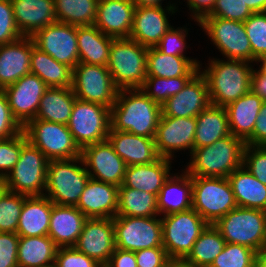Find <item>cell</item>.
<instances>
[{"label": "cell", "mask_w": 266, "mask_h": 267, "mask_svg": "<svg viewBox=\"0 0 266 267\" xmlns=\"http://www.w3.org/2000/svg\"><path fill=\"white\" fill-rule=\"evenodd\" d=\"M210 104L208 84L199 71L179 93L161 105V116L196 118Z\"/></svg>", "instance_id": "obj_21"}, {"label": "cell", "mask_w": 266, "mask_h": 267, "mask_svg": "<svg viewBox=\"0 0 266 267\" xmlns=\"http://www.w3.org/2000/svg\"><path fill=\"white\" fill-rule=\"evenodd\" d=\"M250 91L266 102V76L261 75L256 69L252 70Z\"/></svg>", "instance_id": "obj_58"}, {"label": "cell", "mask_w": 266, "mask_h": 267, "mask_svg": "<svg viewBox=\"0 0 266 267\" xmlns=\"http://www.w3.org/2000/svg\"><path fill=\"white\" fill-rule=\"evenodd\" d=\"M231 135L225 107L210 104L196 117L194 148L211 145Z\"/></svg>", "instance_id": "obj_33"}, {"label": "cell", "mask_w": 266, "mask_h": 267, "mask_svg": "<svg viewBox=\"0 0 266 267\" xmlns=\"http://www.w3.org/2000/svg\"><path fill=\"white\" fill-rule=\"evenodd\" d=\"M147 53V47L131 38L112 39L107 67L119 90L143 85L147 77Z\"/></svg>", "instance_id": "obj_4"}, {"label": "cell", "mask_w": 266, "mask_h": 267, "mask_svg": "<svg viewBox=\"0 0 266 267\" xmlns=\"http://www.w3.org/2000/svg\"><path fill=\"white\" fill-rule=\"evenodd\" d=\"M225 244L219 230L213 224H208L184 260L192 267H210Z\"/></svg>", "instance_id": "obj_40"}, {"label": "cell", "mask_w": 266, "mask_h": 267, "mask_svg": "<svg viewBox=\"0 0 266 267\" xmlns=\"http://www.w3.org/2000/svg\"><path fill=\"white\" fill-rule=\"evenodd\" d=\"M48 88L37 75L29 73L2 90L12 115L22 127L35 119L40 100Z\"/></svg>", "instance_id": "obj_18"}, {"label": "cell", "mask_w": 266, "mask_h": 267, "mask_svg": "<svg viewBox=\"0 0 266 267\" xmlns=\"http://www.w3.org/2000/svg\"><path fill=\"white\" fill-rule=\"evenodd\" d=\"M175 5L136 7L129 38L147 48L155 47L172 27L167 16L175 14L178 9Z\"/></svg>", "instance_id": "obj_20"}, {"label": "cell", "mask_w": 266, "mask_h": 267, "mask_svg": "<svg viewBox=\"0 0 266 267\" xmlns=\"http://www.w3.org/2000/svg\"><path fill=\"white\" fill-rule=\"evenodd\" d=\"M49 159L27 141L19 160L5 176L6 190L27 196H44Z\"/></svg>", "instance_id": "obj_8"}, {"label": "cell", "mask_w": 266, "mask_h": 267, "mask_svg": "<svg viewBox=\"0 0 266 267\" xmlns=\"http://www.w3.org/2000/svg\"><path fill=\"white\" fill-rule=\"evenodd\" d=\"M242 165L255 178L266 185V146L245 144Z\"/></svg>", "instance_id": "obj_47"}, {"label": "cell", "mask_w": 266, "mask_h": 267, "mask_svg": "<svg viewBox=\"0 0 266 267\" xmlns=\"http://www.w3.org/2000/svg\"><path fill=\"white\" fill-rule=\"evenodd\" d=\"M172 160L160 157L153 163L127 166L123 186L158 196L165 180L171 175Z\"/></svg>", "instance_id": "obj_28"}, {"label": "cell", "mask_w": 266, "mask_h": 267, "mask_svg": "<svg viewBox=\"0 0 266 267\" xmlns=\"http://www.w3.org/2000/svg\"><path fill=\"white\" fill-rule=\"evenodd\" d=\"M23 131V127L12 115L5 93L0 90V139L11 138Z\"/></svg>", "instance_id": "obj_52"}, {"label": "cell", "mask_w": 266, "mask_h": 267, "mask_svg": "<svg viewBox=\"0 0 266 267\" xmlns=\"http://www.w3.org/2000/svg\"><path fill=\"white\" fill-rule=\"evenodd\" d=\"M186 27L174 28L172 26L155 46L161 53L172 56H186L184 50L189 47L186 44L188 34Z\"/></svg>", "instance_id": "obj_49"}, {"label": "cell", "mask_w": 266, "mask_h": 267, "mask_svg": "<svg viewBox=\"0 0 266 267\" xmlns=\"http://www.w3.org/2000/svg\"><path fill=\"white\" fill-rule=\"evenodd\" d=\"M236 207L228 178L192 176V208L208 224H215Z\"/></svg>", "instance_id": "obj_7"}, {"label": "cell", "mask_w": 266, "mask_h": 267, "mask_svg": "<svg viewBox=\"0 0 266 267\" xmlns=\"http://www.w3.org/2000/svg\"><path fill=\"white\" fill-rule=\"evenodd\" d=\"M55 267H102L95 259L74 247H59L55 255Z\"/></svg>", "instance_id": "obj_50"}, {"label": "cell", "mask_w": 266, "mask_h": 267, "mask_svg": "<svg viewBox=\"0 0 266 267\" xmlns=\"http://www.w3.org/2000/svg\"><path fill=\"white\" fill-rule=\"evenodd\" d=\"M157 217H114L116 248L136 252L163 247L161 216Z\"/></svg>", "instance_id": "obj_14"}, {"label": "cell", "mask_w": 266, "mask_h": 267, "mask_svg": "<svg viewBox=\"0 0 266 267\" xmlns=\"http://www.w3.org/2000/svg\"><path fill=\"white\" fill-rule=\"evenodd\" d=\"M187 8L191 12L194 22L199 23L204 17L208 16L214 9L216 0H186Z\"/></svg>", "instance_id": "obj_56"}, {"label": "cell", "mask_w": 266, "mask_h": 267, "mask_svg": "<svg viewBox=\"0 0 266 267\" xmlns=\"http://www.w3.org/2000/svg\"><path fill=\"white\" fill-rule=\"evenodd\" d=\"M18 245L17 233L0 232V267H18Z\"/></svg>", "instance_id": "obj_53"}, {"label": "cell", "mask_w": 266, "mask_h": 267, "mask_svg": "<svg viewBox=\"0 0 266 267\" xmlns=\"http://www.w3.org/2000/svg\"><path fill=\"white\" fill-rule=\"evenodd\" d=\"M245 143L232 134L211 145L194 148L186 172L190 176L227 178L242 166Z\"/></svg>", "instance_id": "obj_3"}, {"label": "cell", "mask_w": 266, "mask_h": 267, "mask_svg": "<svg viewBox=\"0 0 266 267\" xmlns=\"http://www.w3.org/2000/svg\"><path fill=\"white\" fill-rule=\"evenodd\" d=\"M226 60L210 58L208 66L199 70L206 78L211 104L221 107H226L250 91L254 69L249 61Z\"/></svg>", "instance_id": "obj_2"}, {"label": "cell", "mask_w": 266, "mask_h": 267, "mask_svg": "<svg viewBox=\"0 0 266 267\" xmlns=\"http://www.w3.org/2000/svg\"><path fill=\"white\" fill-rule=\"evenodd\" d=\"M193 77L161 78L147 76L140 90L157 104L163 105L170 97L179 93Z\"/></svg>", "instance_id": "obj_42"}, {"label": "cell", "mask_w": 266, "mask_h": 267, "mask_svg": "<svg viewBox=\"0 0 266 267\" xmlns=\"http://www.w3.org/2000/svg\"><path fill=\"white\" fill-rule=\"evenodd\" d=\"M257 252L239 244L226 243L210 267H255Z\"/></svg>", "instance_id": "obj_44"}, {"label": "cell", "mask_w": 266, "mask_h": 267, "mask_svg": "<svg viewBox=\"0 0 266 267\" xmlns=\"http://www.w3.org/2000/svg\"><path fill=\"white\" fill-rule=\"evenodd\" d=\"M112 39L94 24L77 26L79 63L107 66Z\"/></svg>", "instance_id": "obj_35"}, {"label": "cell", "mask_w": 266, "mask_h": 267, "mask_svg": "<svg viewBox=\"0 0 266 267\" xmlns=\"http://www.w3.org/2000/svg\"><path fill=\"white\" fill-rule=\"evenodd\" d=\"M245 3L253 13L266 12V0H245Z\"/></svg>", "instance_id": "obj_59"}, {"label": "cell", "mask_w": 266, "mask_h": 267, "mask_svg": "<svg viewBox=\"0 0 266 267\" xmlns=\"http://www.w3.org/2000/svg\"><path fill=\"white\" fill-rule=\"evenodd\" d=\"M27 141L23 131L11 138L0 139V178L4 179L13 169L19 160L22 146Z\"/></svg>", "instance_id": "obj_46"}, {"label": "cell", "mask_w": 266, "mask_h": 267, "mask_svg": "<svg viewBox=\"0 0 266 267\" xmlns=\"http://www.w3.org/2000/svg\"><path fill=\"white\" fill-rule=\"evenodd\" d=\"M99 0H54L57 22L76 26L93 25Z\"/></svg>", "instance_id": "obj_41"}, {"label": "cell", "mask_w": 266, "mask_h": 267, "mask_svg": "<svg viewBox=\"0 0 266 267\" xmlns=\"http://www.w3.org/2000/svg\"><path fill=\"white\" fill-rule=\"evenodd\" d=\"M244 23L252 54L257 59L266 56V12L253 13Z\"/></svg>", "instance_id": "obj_45"}, {"label": "cell", "mask_w": 266, "mask_h": 267, "mask_svg": "<svg viewBox=\"0 0 266 267\" xmlns=\"http://www.w3.org/2000/svg\"><path fill=\"white\" fill-rule=\"evenodd\" d=\"M32 37L22 36L0 45V90L31 73Z\"/></svg>", "instance_id": "obj_24"}, {"label": "cell", "mask_w": 266, "mask_h": 267, "mask_svg": "<svg viewBox=\"0 0 266 267\" xmlns=\"http://www.w3.org/2000/svg\"><path fill=\"white\" fill-rule=\"evenodd\" d=\"M73 247L105 266L116 248L114 218H87Z\"/></svg>", "instance_id": "obj_19"}, {"label": "cell", "mask_w": 266, "mask_h": 267, "mask_svg": "<svg viewBox=\"0 0 266 267\" xmlns=\"http://www.w3.org/2000/svg\"><path fill=\"white\" fill-rule=\"evenodd\" d=\"M22 37L13 14L11 0H0V45L8 44Z\"/></svg>", "instance_id": "obj_51"}, {"label": "cell", "mask_w": 266, "mask_h": 267, "mask_svg": "<svg viewBox=\"0 0 266 267\" xmlns=\"http://www.w3.org/2000/svg\"><path fill=\"white\" fill-rule=\"evenodd\" d=\"M67 127L81 150L105 141L111 128L110 108L76 98Z\"/></svg>", "instance_id": "obj_11"}, {"label": "cell", "mask_w": 266, "mask_h": 267, "mask_svg": "<svg viewBox=\"0 0 266 267\" xmlns=\"http://www.w3.org/2000/svg\"><path fill=\"white\" fill-rule=\"evenodd\" d=\"M107 140L127 166L153 163L160 158L154 138L110 130Z\"/></svg>", "instance_id": "obj_26"}, {"label": "cell", "mask_w": 266, "mask_h": 267, "mask_svg": "<svg viewBox=\"0 0 266 267\" xmlns=\"http://www.w3.org/2000/svg\"><path fill=\"white\" fill-rule=\"evenodd\" d=\"M75 100L72 87H49L40 100L35 119L67 125Z\"/></svg>", "instance_id": "obj_36"}, {"label": "cell", "mask_w": 266, "mask_h": 267, "mask_svg": "<svg viewBox=\"0 0 266 267\" xmlns=\"http://www.w3.org/2000/svg\"><path fill=\"white\" fill-rule=\"evenodd\" d=\"M263 103L258 95L249 91L225 107L233 136L240 138L244 143L252 136L256 117Z\"/></svg>", "instance_id": "obj_30"}, {"label": "cell", "mask_w": 266, "mask_h": 267, "mask_svg": "<svg viewBox=\"0 0 266 267\" xmlns=\"http://www.w3.org/2000/svg\"><path fill=\"white\" fill-rule=\"evenodd\" d=\"M137 267H165L171 260L164 247L145 248L135 252Z\"/></svg>", "instance_id": "obj_54"}, {"label": "cell", "mask_w": 266, "mask_h": 267, "mask_svg": "<svg viewBox=\"0 0 266 267\" xmlns=\"http://www.w3.org/2000/svg\"><path fill=\"white\" fill-rule=\"evenodd\" d=\"M136 7H157L163 6L164 0H132Z\"/></svg>", "instance_id": "obj_60"}, {"label": "cell", "mask_w": 266, "mask_h": 267, "mask_svg": "<svg viewBox=\"0 0 266 267\" xmlns=\"http://www.w3.org/2000/svg\"><path fill=\"white\" fill-rule=\"evenodd\" d=\"M258 62L260 63V66L256 70L261 75L266 76V56H261V57H258L257 59H255V63L258 64Z\"/></svg>", "instance_id": "obj_62"}, {"label": "cell", "mask_w": 266, "mask_h": 267, "mask_svg": "<svg viewBox=\"0 0 266 267\" xmlns=\"http://www.w3.org/2000/svg\"><path fill=\"white\" fill-rule=\"evenodd\" d=\"M195 130V117L161 116L154 137L159 156L173 160L175 151L189 150L191 154Z\"/></svg>", "instance_id": "obj_17"}, {"label": "cell", "mask_w": 266, "mask_h": 267, "mask_svg": "<svg viewBox=\"0 0 266 267\" xmlns=\"http://www.w3.org/2000/svg\"><path fill=\"white\" fill-rule=\"evenodd\" d=\"M119 187L89 178L76 207L87 218H114L118 210Z\"/></svg>", "instance_id": "obj_22"}, {"label": "cell", "mask_w": 266, "mask_h": 267, "mask_svg": "<svg viewBox=\"0 0 266 267\" xmlns=\"http://www.w3.org/2000/svg\"><path fill=\"white\" fill-rule=\"evenodd\" d=\"M247 145L266 146V102L261 106L252 136L245 142Z\"/></svg>", "instance_id": "obj_55"}, {"label": "cell", "mask_w": 266, "mask_h": 267, "mask_svg": "<svg viewBox=\"0 0 266 267\" xmlns=\"http://www.w3.org/2000/svg\"><path fill=\"white\" fill-rule=\"evenodd\" d=\"M227 178L238 207L266 211V185L255 178L243 165Z\"/></svg>", "instance_id": "obj_34"}, {"label": "cell", "mask_w": 266, "mask_h": 267, "mask_svg": "<svg viewBox=\"0 0 266 267\" xmlns=\"http://www.w3.org/2000/svg\"><path fill=\"white\" fill-rule=\"evenodd\" d=\"M11 3L22 36L32 37L38 30L57 21L54 0H11Z\"/></svg>", "instance_id": "obj_25"}, {"label": "cell", "mask_w": 266, "mask_h": 267, "mask_svg": "<svg viewBox=\"0 0 266 267\" xmlns=\"http://www.w3.org/2000/svg\"><path fill=\"white\" fill-rule=\"evenodd\" d=\"M158 212L168 215L192 208V176L186 171L178 175L171 173L157 196Z\"/></svg>", "instance_id": "obj_29"}, {"label": "cell", "mask_w": 266, "mask_h": 267, "mask_svg": "<svg viewBox=\"0 0 266 267\" xmlns=\"http://www.w3.org/2000/svg\"><path fill=\"white\" fill-rule=\"evenodd\" d=\"M257 261H258L263 267H266V245H264V246L257 252Z\"/></svg>", "instance_id": "obj_63"}, {"label": "cell", "mask_w": 266, "mask_h": 267, "mask_svg": "<svg viewBox=\"0 0 266 267\" xmlns=\"http://www.w3.org/2000/svg\"><path fill=\"white\" fill-rule=\"evenodd\" d=\"M161 114V105L140 88L120 89L110 109V130L154 138Z\"/></svg>", "instance_id": "obj_1"}, {"label": "cell", "mask_w": 266, "mask_h": 267, "mask_svg": "<svg viewBox=\"0 0 266 267\" xmlns=\"http://www.w3.org/2000/svg\"><path fill=\"white\" fill-rule=\"evenodd\" d=\"M136 6L132 0H99L94 25L113 38H129Z\"/></svg>", "instance_id": "obj_23"}, {"label": "cell", "mask_w": 266, "mask_h": 267, "mask_svg": "<svg viewBox=\"0 0 266 267\" xmlns=\"http://www.w3.org/2000/svg\"><path fill=\"white\" fill-rule=\"evenodd\" d=\"M81 158L91 179L117 187L123 184L127 164L108 140L84 147Z\"/></svg>", "instance_id": "obj_16"}, {"label": "cell", "mask_w": 266, "mask_h": 267, "mask_svg": "<svg viewBox=\"0 0 266 267\" xmlns=\"http://www.w3.org/2000/svg\"><path fill=\"white\" fill-rule=\"evenodd\" d=\"M72 90L80 100L111 109L119 89L114 85L107 66L78 63L73 69Z\"/></svg>", "instance_id": "obj_13"}, {"label": "cell", "mask_w": 266, "mask_h": 267, "mask_svg": "<svg viewBox=\"0 0 266 267\" xmlns=\"http://www.w3.org/2000/svg\"><path fill=\"white\" fill-rule=\"evenodd\" d=\"M200 69H202V65L197 58L191 59L188 56L166 55L156 47L148 48L147 76L161 78L195 76Z\"/></svg>", "instance_id": "obj_32"}, {"label": "cell", "mask_w": 266, "mask_h": 267, "mask_svg": "<svg viewBox=\"0 0 266 267\" xmlns=\"http://www.w3.org/2000/svg\"><path fill=\"white\" fill-rule=\"evenodd\" d=\"M198 25L226 59L255 62L243 22L204 17Z\"/></svg>", "instance_id": "obj_12"}, {"label": "cell", "mask_w": 266, "mask_h": 267, "mask_svg": "<svg viewBox=\"0 0 266 267\" xmlns=\"http://www.w3.org/2000/svg\"><path fill=\"white\" fill-rule=\"evenodd\" d=\"M117 216L160 217L157 196L121 185L118 191Z\"/></svg>", "instance_id": "obj_39"}, {"label": "cell", "mask_w": 266, "mask_h": 267, "mask_svg": "<svg viewBox=\"0 0 266 267\" xmlns=\"http://www.w3.org/2000/svg\"><path fill=\"white\" fill-rule=\"evenodd\" d=\"M252 14L245 0H216L213 11L206 17L245 22Z\"/></svg>", "instance_id": "obj_48"}, {"label": "cell", "mask_w": 266, "mask_h": 267, "mask_svg": "<svg viewBox=\"0 0 266 267\" xmlns=\"http://www.w3.org/2000/svg\"><path fill=\"white\" fill-rule=\"evenodd\" d=\"M165 267H192L185 260L171 259Z\"/></svg>", "instance_id": "obj_61"}, {"label": "cell", "mask_w": 266, "mask_h": 267, "mask_svg": "<svg viewBox=\"0 0 266 267\" xmlns=\"http://www.w3.org/2000/svg\"><path fill=\"white\" fill-rule=\"evenodd\" d=\"M163 247L170 259L184 260L208 223L193 209L161 216Z\"/></svg>", "instance_id": "obj_9"}, {"label": "cell", "mask_w": 266, "mask_h": 267, "mask_svg": "<svg viewBox=\"0 0 266 267\" xmlns=\"http://www.w3.org/2000/svg\"><path fill=\"white\" fill-rule=\"evenodd\" d=\"M25 194L5 190L0 196V232L17 233Z\"/></svg>", "instance_id": "obj_43"}, {"label": "cell", "mask_w": 266, "mask_h": 267, "mask_svg": "<svg viewBox=\"0 0 266 267\" xmlns=\"http://www.w3.org/2000/svg\"><path fill=\"white\" fill-rule=\"evenodd\" d=\"M53 202L46 196H27L19 217V237L48 235Z\"/></svg>", "instance_id": "obj_31"}, {"label": "cell", "mask_w": 266, "mask_h": 267, "mask_svg": "<svg viewBox=\"0 0 266 267\" xmlns=\"http://www.w3.org/2000/svg\"><path fill=\"white\" fill-rule=\"evenodd\" d=\"M32 39L37 48L72 69L79 63L77 26L61 22L38 30Z\"/></svg>", "instance_id": "obj_15"}, {"label": "cell", "mask_w": 266, "mask_h": 267, "mask_svg": "<svg viewBox=\"0 0 266 267\" xmlns=\"http://www.w3.org/2000/svg\"><path fill=\"white\" fill-rule=\"evenodd\" d=\"M89 178L81 156L50 160L44 196L57 205L76 206Z\"/></svg>", "instance_id": "obj_5"}, {"label": "cell", "mask_w": 266, "mask_h": 267, "mask_svg": "<svg viewBox=\"0 0 266 267\" xmlns=\"http://www.w3.org/2000/svg\"><path fill=\"white\" fill-rule=\"evenodd\" d=\"M57 248L48 235L19 237L18 267H52Z\"/></svg>", "instance_id": "obj_38"}, {"label": "cell", "mask_w": 266, "mask_h": 267, "mask_svg": "<svg viewBox=\"0 0 266 267\" xmlns=\"http://www.w3.org/2000/svg\"><path fill=\"white\" fill-rule=\"evenodd\" d=\"M255 267H263L258 261H256Z\"/></svg>", "instance_id": "obj_65"}, {"label": "cell", "mask_w": 266, "mask_h": 267, "mask_svg": "<svg viewBox=\"0 0 266 267\" xmlns=\"http://www.w3.org/2000/svg\"><path fill=\"white\" fill-rule=\"evenodd\" d=\"M30 70L48 87H72L73 69L66 64L57 62L49 54L41 51L35 46L33 39Z\"/></svg>", "instance_id": "obj_37"}, {"label": "cell", "mask_w": 266, "mask_h": 267, "mask_svg": "<svg viewBox=\"0 0 266 267\" xmlns=\"http://www.w3.org/2000/svg\"><path fill=\"white\" fill-rule=\"evenodd\" d=\"M105 267H137L135 252L115 248Z\"/></svg>", "instance_id": "obj_57"}, {"label": "cell", "mask_w": 266, "mask_h": 267, "mask_svg": "<svg viewBox=\"0 0 266 267\" xmlns=\"http://www.w3.org/2000/svg\"><path fill=\"white\" fill-rule=\"evenodd\" d=\"M87 217L76 207L53 204L48 236L59 247H73Z\"/></svg>", "instance_id": "obj_27"}, {"label": "cell", "mask_w": 266, "mask_h": 267, "mask_svg": "<svg viewBox=\"0 0 266 267\" xmlns=\"http://www.w3.org/2000/svg\"><path fill=\"white\" fill-rule=\"evenodd\" d=\"M23 132L27 140L49 160L81 156V149L65 124L32 119L23 127Z\"/></svg>", "instance_id": "obj_10"}, {"label": "cell", "mask_w": 266, "mask_h": 267, "mask_svg": "<svg viewBox=\"0 0 266 267\" xmlns=\"http://www.w3.org/2000/svg\"><path fill=\"white\" fill-rule=\"evenodd\" d=\"M226 243L244 245L258 252L266 245V211L236 207L213 224Z\"/></svg>", "instance_id": "obj_6"}, {"label": "cell", "mask_w": 266, "mask_h": 267, "mask_svg": "<svg viewBox=\"0 0 266 267\" xmlns=\"http://www.w3.org/2000/svg\"><path fill=\"white\" fill-rule=\"evenodd\" d=\"M6 190L5 181L3 178H0V196Z\"/></svg>", "instance_id": "obj_64"}]
</instances>
